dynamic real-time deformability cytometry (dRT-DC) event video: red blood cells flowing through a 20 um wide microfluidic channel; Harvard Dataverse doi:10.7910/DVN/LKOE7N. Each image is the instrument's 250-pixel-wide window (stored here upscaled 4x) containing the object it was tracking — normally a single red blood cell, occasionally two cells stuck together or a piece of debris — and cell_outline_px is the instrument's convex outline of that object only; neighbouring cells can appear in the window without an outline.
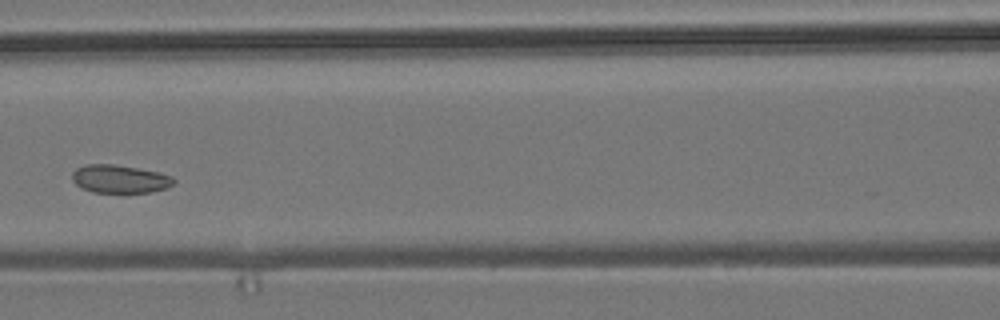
{"species": "common noctule bat (a hibernating species)", "species_latin": "Nyctalus noctula", "temperature_condition": "room temperature", "stored_images_in_passage": 8, "camera_frame_rate_fps": 3000, "um_per_image_px": 0.085, "animal": {"sex": "male", "body_mass_g": 19.2, "forearm_length_mm": 51.8}, "frame": {"image": 1, "passage_image": 5, "time_ms": 4.667, "image_size_px": [1000, 320], "cell_outline_px": [[176, 180], [168, 188], [152, 192], [92, 192], [76, 184], [72, 180], [72, 172], [76, 168], [84, 164], [112, 164], [160, 172], [172, 176]], "centroid_in_image_um": [10.19, 15.2], "position_along_channel_um": 156.4, "area_um2": 16.65}}
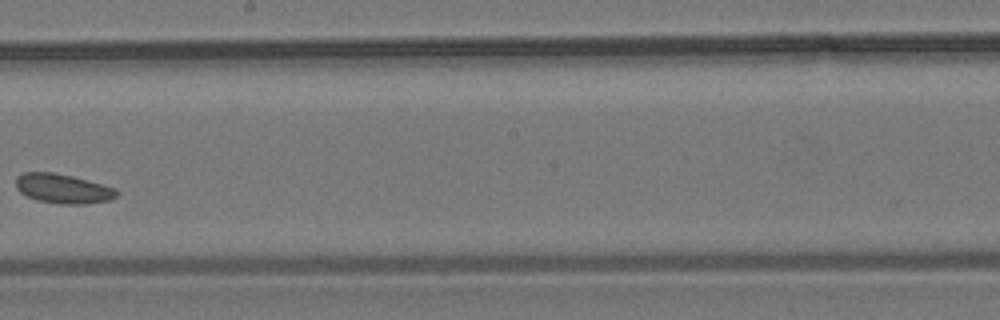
{"frame": {"image": 2, "passage_image": 7, "time_ms": 7.0, "image_size_px": [1000, 320], "cell_outline_px": [[120, 192], [116, 196], [108, 200], [84, 204], [60, 204], [36, 200], [20, 192], [16, 188], [16, 176], [24, 172], [52, 172], [72, 176], [88, 180], [116, 188]], "centroid_in_image_um": [5.34, 16.03], "position_along_channel_um": 242.9, "area_um2": 17.34}}
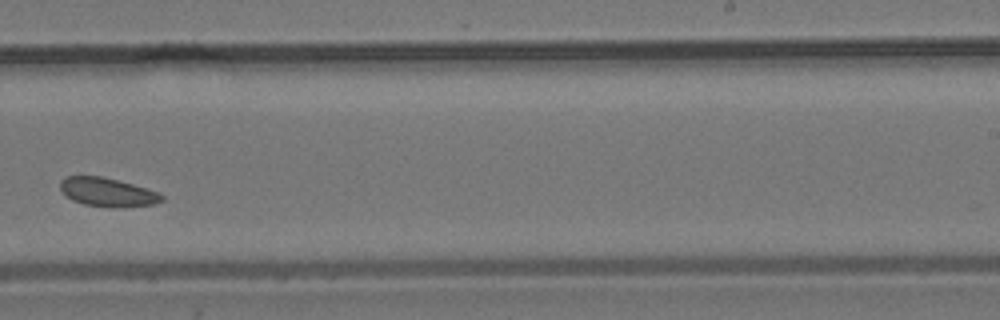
{"frame": {"image": 3, "passage_image": 8, "time_ms": 8.0, "image_size_px": [1000, 320], "cell_outline_px": [[164, 200], [156, 204], [124, 208], [112, 208], [84, 204], [72, 200], [60, 188], [60, 180], [68, 176], [100, 176], [132, 184], [156, 192], [164, 196]], "centroid_in_image_um": [9.16, 16.36], "position_along_channel_um": 279.8, "area_um2": 16.94}}